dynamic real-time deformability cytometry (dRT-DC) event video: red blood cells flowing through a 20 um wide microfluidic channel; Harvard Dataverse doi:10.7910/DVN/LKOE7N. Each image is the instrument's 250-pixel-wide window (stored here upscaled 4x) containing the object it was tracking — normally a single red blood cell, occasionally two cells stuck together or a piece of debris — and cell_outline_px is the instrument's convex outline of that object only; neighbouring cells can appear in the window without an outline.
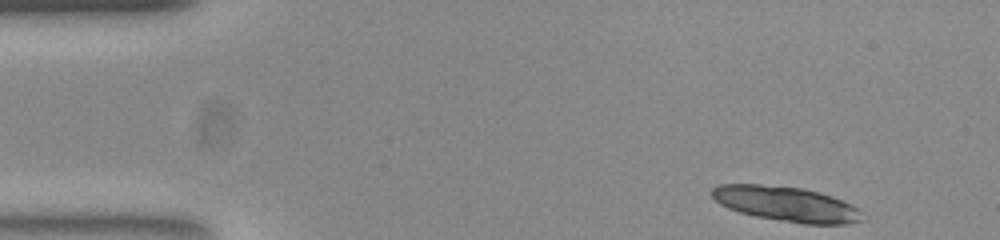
{"species": "common noctule bat (a hibernating species)", "species_latin": "Nyctalus noctula", "temperature_condition": "room temperature", "stored_images_in_passage": 20, "camera_frame_rate_fps": 3000, "um_per_image_px": 0.085, "animal": {"sex": "female", "body_mass_g": 23.0, "forearm_length_mm": 53.4}, "frame": {"image": 1, "passage_image": 1, "time_ms": 0.0, "image_size_px": [1000, 240], "cell_outline_px": [[860, 220], [848, 224], [804, 224], [756, 216], [740, 212], [728, 208], [720, 204], [712, 196], [712, 188], [720, 184], [760, 184], [800, 188], [832, 196], [856, 208]], "centroid_in_image_um": [66.74, 17.33], "position_along_channel_um": 18.3, "area_um2": 29.88}}